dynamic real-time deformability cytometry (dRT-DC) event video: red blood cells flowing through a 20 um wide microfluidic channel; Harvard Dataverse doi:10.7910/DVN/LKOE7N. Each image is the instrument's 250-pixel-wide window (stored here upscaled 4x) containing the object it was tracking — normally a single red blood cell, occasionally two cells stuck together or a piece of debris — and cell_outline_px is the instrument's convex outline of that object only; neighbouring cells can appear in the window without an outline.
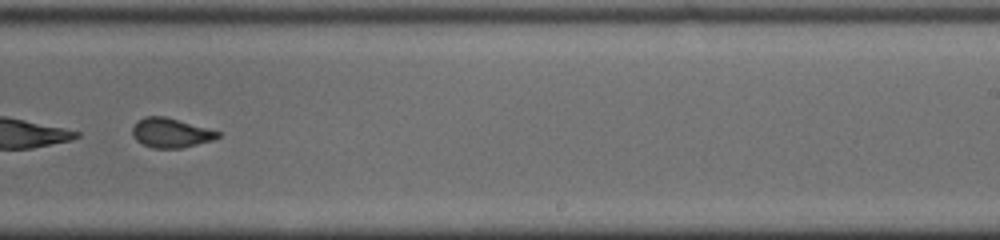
{"species": "common noctule bat (a hibernating species)", "species_latin": "Nyctalus noctula", "temperature_condition": "cold", "stored_images_in_passage": 42, "camera_frame_rate_fps": 3000, "um_per_image_px": 0.085, "animal": {"sex": "male", "body_mass_g": 19.0, "forearm_length_mm": 50.8}, "frame": {"image": 1, "passage_image": 27, "time_ms": 8.667, "image_size_px": [1000, 240], "cell_outline_px": [[220, 136], [212, 140], [180, 148], [152, 148], [136, 140], [132, 136], [132, 128], [136, 120], [144, 116], [164, 116], [220, 132]], "centroid_in_image_um": [14.45, 11.28], "position_along_channel_um": 274.5, "area_um2": 14.51}}
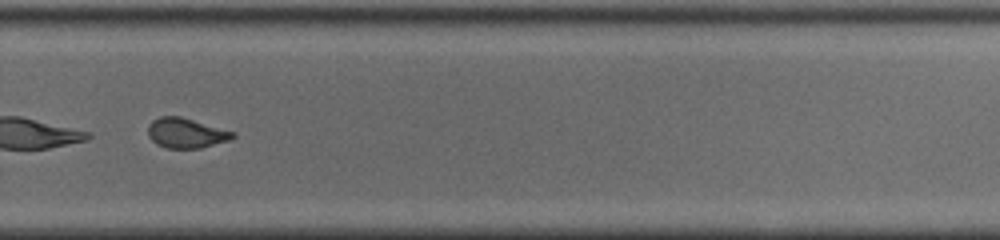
{"frame": {"image": 2, "passage_image": 30, "time_ms": 9.667, "image_size_px": [1000, 240], "cell_outline_px": [[236, 136], [228, 140], [200, 148], [168, 148], [156, 144], [148, 136], [148, 124], [152, 120], [160, 116], [180, 116], [236, 132]], "centroid_in_image_um": [15.8, 11.3], "position_along_channel_um": 314.0, "area_um2": 14.8}, "authors_computed_cell_mechanics": {"area_um2": 17.1955, "velocity_mm_per_s": 3.9464, "shape_relaxation_time_tau1_ms": 9.6462, "shape_relaxation_time_tau2_ms": 1.8417, "deformation_change_tau1": 0.2304, "deformation_change_tau2": 0.0721}}